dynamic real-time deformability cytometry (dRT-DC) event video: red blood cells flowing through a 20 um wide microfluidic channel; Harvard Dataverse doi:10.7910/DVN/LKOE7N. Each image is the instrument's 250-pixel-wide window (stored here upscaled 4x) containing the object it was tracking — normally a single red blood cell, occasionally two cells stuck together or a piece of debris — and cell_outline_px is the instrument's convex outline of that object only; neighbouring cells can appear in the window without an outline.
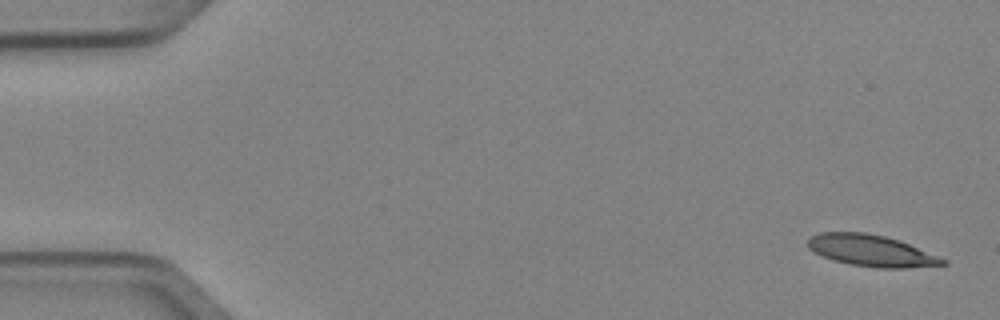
{"species": "Egyptian fruit bat (a non-hibernating species)", "species_latin": "Rousettus aegyptiacus", "temperature_condition": "cold", "stored_images_in_passage": 4, "camera_frame_rate_fps": 3000, "um_per_image_px": 0.085, "animal": {"sex": "female"}, "frame": {"image": 1, "passage_image": 1, "time_ms": 0.0, "image_size_px": [1000, 320], "cell_outline_px": [[948, 264], [904, 268], [876, 268], [848, 264], [832, 260], [808, 248], [808, 236], [820, 232], [864, 232], [884, 236], [900, 240], [948, 260]], "centroid_in_image_um": [74.05, 21.3], "position_along_channel_um": 10.9, "area_um2": 24.85}}
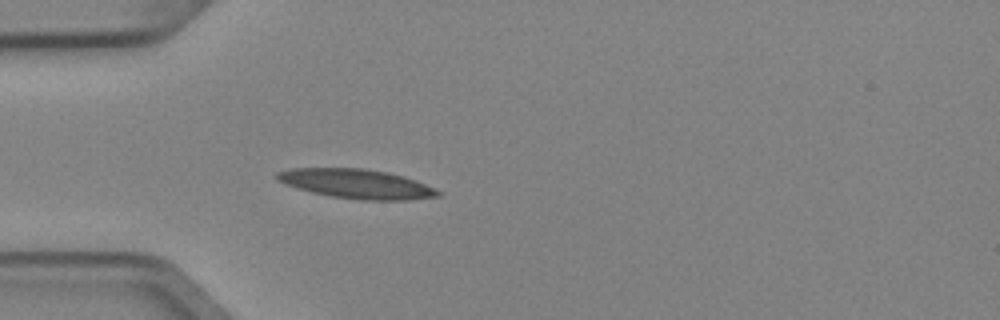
{"frame": {"image": 2, "passage_image": 4, "time_ms": 1.0, "image_size_px": [1000, 320], "cell_outline_px": [[444, 192], [440, 196], [408, 200], [364, 200], [332, 196], [312, 192], [284, 184], [276, 180], [276, 172], [292, 168], [364, 168], [388, 172], [404, 176], [416, 180], [436, 188]], "centroid_in_image_um": [30.35, 15.62], "position_along_channel_um": 54.6, "area_um2": 27.69}}